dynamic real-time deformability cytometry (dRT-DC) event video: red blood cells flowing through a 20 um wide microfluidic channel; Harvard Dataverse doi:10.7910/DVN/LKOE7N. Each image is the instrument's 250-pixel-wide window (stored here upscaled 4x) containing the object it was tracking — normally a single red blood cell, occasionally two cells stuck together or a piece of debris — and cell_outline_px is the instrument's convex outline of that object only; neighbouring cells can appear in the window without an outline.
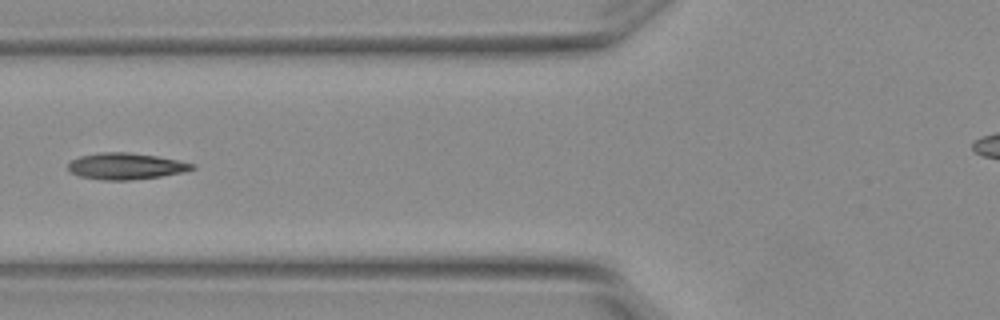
{"species": "Egyptian fruit bat (a non-hibernating species)", "species_latin": "Rousettus aegyptiacus", "temperature_condition": "warm", "stored_images_in_passage": 4, "camera_frame_rate_fps": 3000, "um_per_image_px": 0.085, "animal": {"sex": "female"}, "frame": {"image": 1, "passage_image": 3, "time_ms": 0.667, "image_size_px": [1000, 320], "cell_outline_px": [[196, 168], [184, 172], [160, 176], [128, 180], [104, 180], [80, 176], [72, 172], [68, 168], [68, 164], [72, 160], [80, 156], [100, 152], [128, 152], [156, 156], [196, 164]], "centroid_in_image_um": [10.71, 14.12], "position_along_channel_um": 115.1, "area_um2": 18.9}}
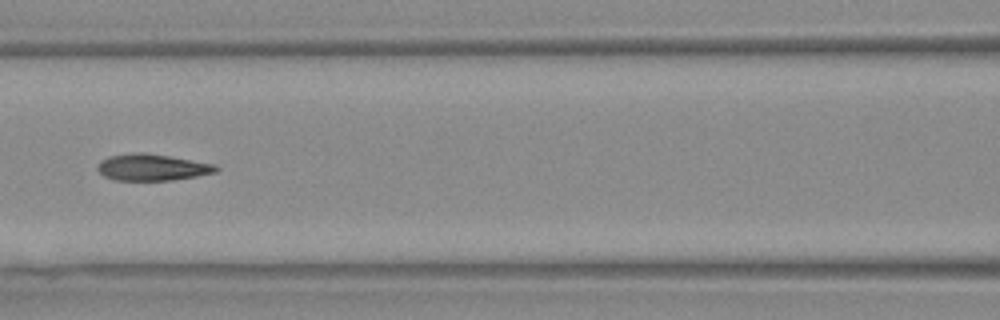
{"frame": {"image": 2, "passage_image": 4, "time_ms": 1.0, "image_size_px": [1000, 320], "cell_outline_px": [[220, 168], [216, 172], [196, 176], [172, 180], [116, 180], [104, 176], [96, 168], [100, 160], [108, 156], [136, 152], [140, 152], [168, 156], [216, 164]], "centroid_in_image_um": [12.93, 14.22], "position_along_channel_um": 153.7, "area_um2": 18.26}}